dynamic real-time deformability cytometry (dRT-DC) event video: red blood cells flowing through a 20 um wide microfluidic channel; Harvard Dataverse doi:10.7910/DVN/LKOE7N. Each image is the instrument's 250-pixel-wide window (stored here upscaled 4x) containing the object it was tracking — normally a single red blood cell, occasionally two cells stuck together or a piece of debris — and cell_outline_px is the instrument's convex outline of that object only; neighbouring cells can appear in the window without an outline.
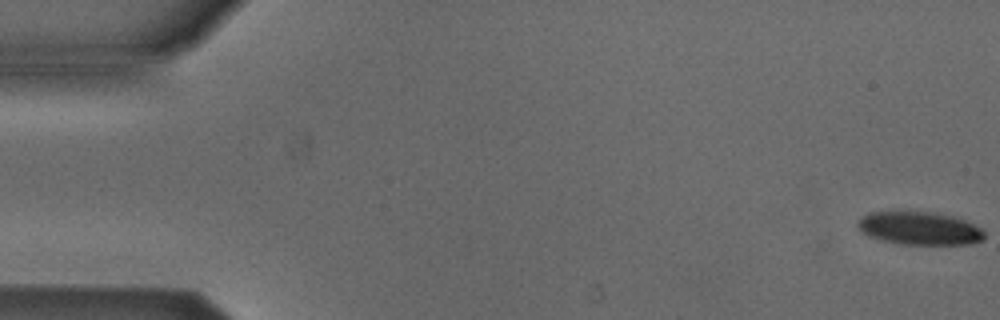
{"species": "Egyptian fruit bat (a non-hibernating species)", "species_latin": "Rousettus aegyptiacus", "temperature_condition": "cold", "stored_images_in_passage": 50, "camera_frame_rate_fps": 3000, "um_per_image_px": 0.085, "animal": {"sex": "male"}, "frame": {"image": 1, "passage_image": 1, "time_ms": 0.0, "image_size_px": [1000, 320], "cell_outline_px": [[984, 240], [968, 244], [900, 244], [880, 240], [868, 236], [856, 224], [868, 212], [936, 212], [956, 216], [980, 228], [984, 232]], "centroid_in_image_um": [78.18, 19.41], "position_along_channel_um": 6.8, "area_um2": 24.28}}
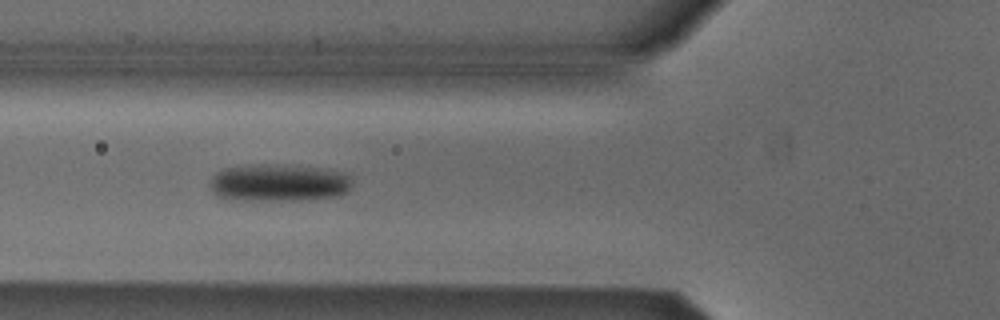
{"frame": {"image": 2, "passage_image": 20, "time_ms": 6.333, "image_size_px": [1000, 320], "cell_outline_px": [[352, 184], [348, 192], [336, 196], [300, 200], [240, 200], [216, 196], [212, 192], [212, 176], [216, 172], [224, 168], [308, 168], [340, 172], [348, 176]], "centroid_in_image_um": [23.7, 15.62], "position_along_channel_um": 102.1, "area_um2": 29.02}}
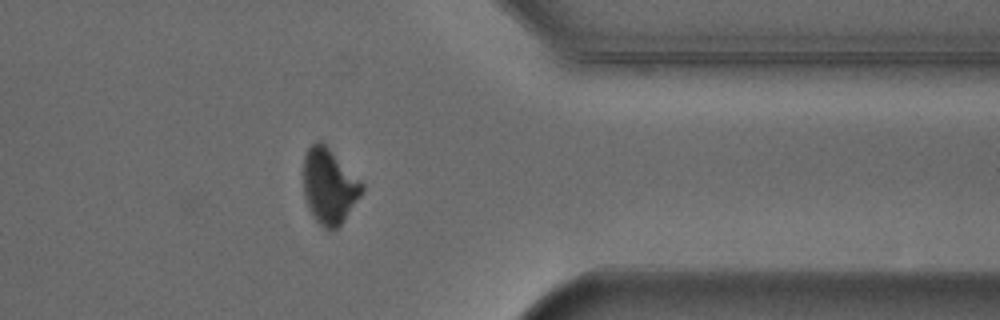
{"frame": {"image": 3, "passage_image": 43, "time_ms": 14.0, "image_size_px": [1000, 320], "cell_outline_px": [[364, 192], [344, 220], [336, 228], [324, 228], [312, 216], [308, 208], [304, 196], [304, 156], [308, 148], [316, 140], [320, 140], [364, 184]], "centroid_in_image_um": [27.98, 15.83], "position_along_channel_um": 383.4, "area_um2": 25.43}}